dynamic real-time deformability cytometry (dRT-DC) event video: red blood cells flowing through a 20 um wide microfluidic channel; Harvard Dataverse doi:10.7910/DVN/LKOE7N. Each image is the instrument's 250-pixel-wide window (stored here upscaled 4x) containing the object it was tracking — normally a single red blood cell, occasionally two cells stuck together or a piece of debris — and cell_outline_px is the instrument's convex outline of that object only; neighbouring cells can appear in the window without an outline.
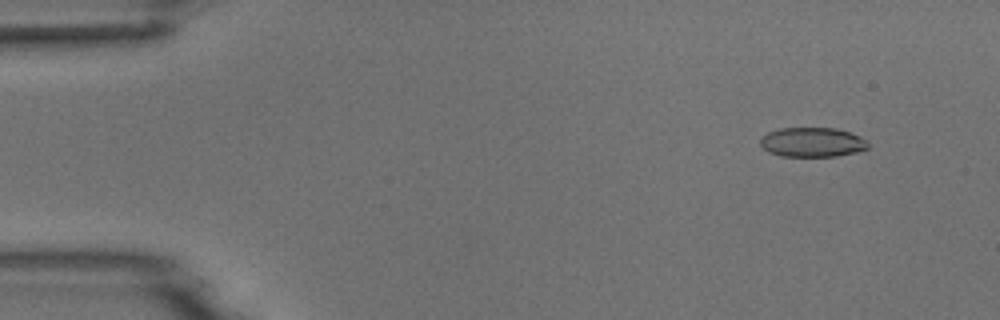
{"species": "common noctule bat (a hibernating species)", "species_latin": "Nyctalus noctula", "temperature_condition": "room temperature", "stored_images_in_passage": 3, "camera_frame_rate_fps": 3000, "um_per_image_px": 0.085, "animal": {"sex": "male", "body_mass_g": 18.8}, "frame": {"image": 1, "passage_image": 2, "time_ms": 1.333, "image_size_px": [1000, 320], "cell_outline_px": [[868, 148], [856, 152], [836, 156], [780, 156], [768, 152], [760, 144], [760, 136], [768, 132], [780, 128], [836, 128], [860, 136], [868, 144]], "centroid_in_image_um": [69.0, 12.08], "position_along_channel_um": 16.0, "area_um2": 18.5}}